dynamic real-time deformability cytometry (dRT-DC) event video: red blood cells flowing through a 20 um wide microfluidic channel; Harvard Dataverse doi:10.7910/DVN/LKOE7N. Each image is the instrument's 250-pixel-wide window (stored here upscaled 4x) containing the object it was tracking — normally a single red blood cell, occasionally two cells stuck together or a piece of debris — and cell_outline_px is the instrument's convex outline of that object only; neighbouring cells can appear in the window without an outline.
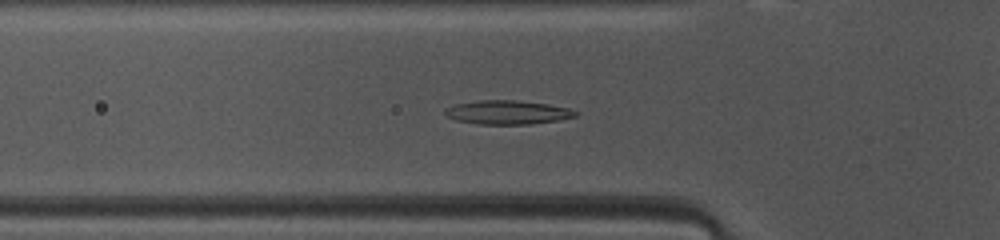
{"species": "common noctule bat (a hibernating species)", "species_latin": "Nyctalus noctula", "temperature_condition": "warm", "stored_images_in_passage": 35, "camera_frame_rate_fps": 3000, "um_per_image_px": 0.085, "animal": {"sex": "female", "body_mass_g": 10.0, "forearm_length_mm": 53.1}, "frame": {"image": 1, "passage_image": 7, "time_ms": 2.0, "image_size_px": [1000, 240], "cell_outline_px": [[580, 112], [576, 116], [556, 120], [532, 124], [480, 124], [456, 120], [448, 116], [444, 112], [444, 108], [456, 104], [480, 100], [516, 100], [548, 104], [568, 108]], "centroid_in_image_um": [43.14, 9.54], "position_along_channel_um": 82.7, "area_um2": 18.03}}
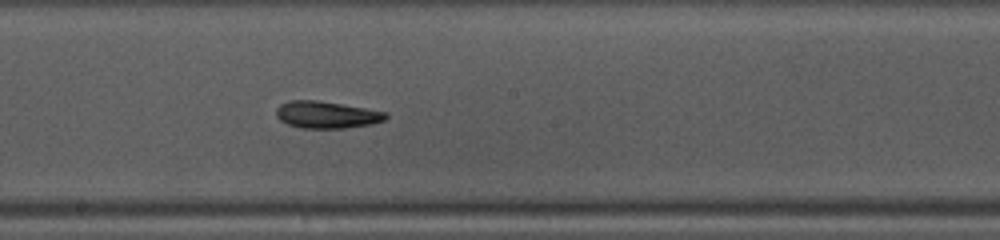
{"frame": {"image": 2, "passage_image": 17, "time_ms": 5.333, "image_size_px": [1000, 240], "cell_outline_px": [[388, 116], [384, 120], [372, 124], [344, 128], [300, 128], [288, 124], [280, 120], [276, 116], [276, 108], [280, 104], [288, 100], [320, 100], [388, 112]], "centroid_in_image_um": [27.75, 9.74], "position_along_channel_um": 220.4, "area_um2": 17.4}}
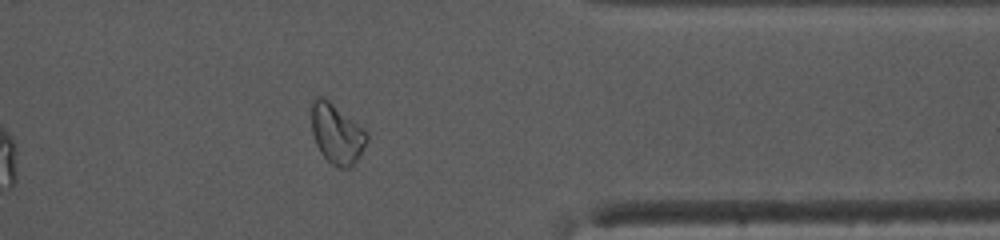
{"frame": {"image": 3, "passage_image": 30, "time_ms": 9.667, "image_size_px": [1000, 240], "cell_outline_px": [[368, 140], [356, 160], [348, 168], [340, 168], [332, 164], [320, 152], [316, 144], [312, 132], [312, 100], [316, 96], [324, 96], [356, 120], [368, 132]], "centroid_in_image_um": [28.63, 11.32], "position_along_channel_um": 382.8, "area_um2": 19.48}, "authors_computed_cell_mechanics": {"area_um2": 17.3978, "velocity_mm_per_s": 4.107, "shape_relaxation_time_tau1_ms": 6.2009, "shape_relaxation_time_tau2_ms": 2.6732, "deformation_change_tau1": 0.1603, "deformation_change_tau2": 0.0855}}